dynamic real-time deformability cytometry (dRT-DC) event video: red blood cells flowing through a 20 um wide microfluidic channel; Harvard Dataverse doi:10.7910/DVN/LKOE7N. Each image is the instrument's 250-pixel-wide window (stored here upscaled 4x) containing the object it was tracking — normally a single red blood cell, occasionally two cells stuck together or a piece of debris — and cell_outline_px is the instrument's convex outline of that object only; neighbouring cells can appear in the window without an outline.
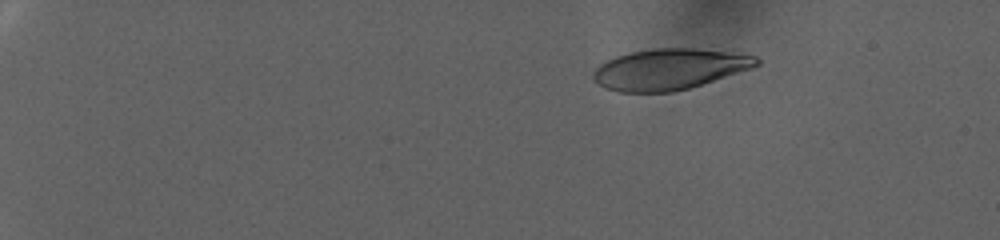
{"species": "human", "species_latin": "Homo sapiens", "temperature_condition": "warm", "stored_images_in_passage": 2, "camera_frame_rate_fps": 3000, "um_per_image_px": 0.085, "donor": {"sex": "female"}, "frame": {"image": 1, "passage_image": 1, "time_ms": 0.0, "image_size_px": [1000, 240], "cell_outline_px": [[760, 64], [752, 68], [688, 88], [672, 92], [624, 92], [608, 88], [600, 84], [592, 76], [592, 72], [600, 64], [616, 56], [632, 52], [652, 48], [688, 44], [732, 44], [756, 56], [760, 60]], "centroid_in_image_um": [57.19, 5.73], "position_along_channel_um": 27.8, "area_um2": 41.56}}